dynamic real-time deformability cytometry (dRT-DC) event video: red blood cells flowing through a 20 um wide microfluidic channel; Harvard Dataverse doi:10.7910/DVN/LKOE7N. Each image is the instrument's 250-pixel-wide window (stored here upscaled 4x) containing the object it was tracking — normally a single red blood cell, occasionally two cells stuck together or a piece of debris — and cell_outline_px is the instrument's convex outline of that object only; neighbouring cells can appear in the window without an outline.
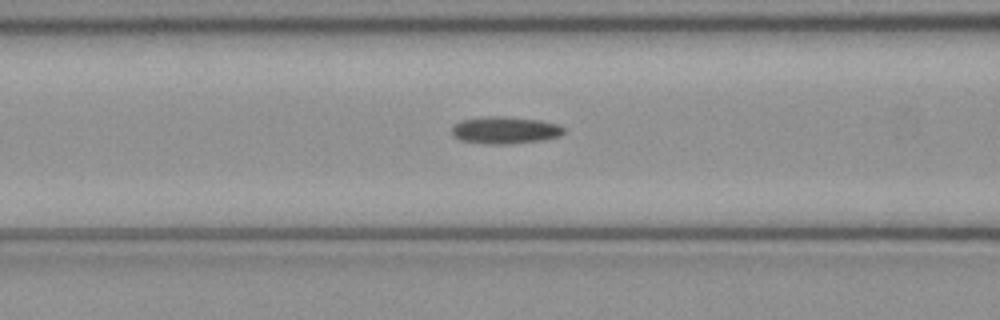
{"species": "common noctule bat (a hibernating species)", "species_latin": "Nyctalus noctula", "temperature_condition": "cold", "stored_images_in_passage": 35, "camera_frame_rate_fps": 3000, "um_per_image_px": 0.085, "animal": {"sex": "female", "body_mass_g": 21.9}, "frame": {"image": 1, "passage_image": 5, "time_ms": 1.333, "image_size_px": [1000, 320], "cell_outline_px": [[564, 132], [560, 136], [540, 140], [508, 144], [488, 144], [460, 140], [452, 136], [452, 124], [460, 120], [484, 116], [504, 116], [540, 120], [560, 124], [564, 128]], "centroid_in_image_um": [42.89, 11.05], "position_along_channel_um": 123.7, "area_um2": 17.92}}
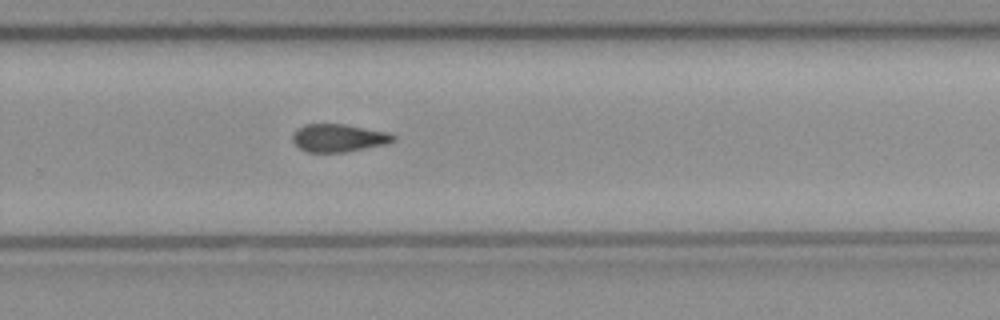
{"frame": {"image": 2, "passage_image": 18, "time_ms": 5.667, "image_size_px": [1000, 320], "cell_outline_px": [[396, 140], [388, 144], [344, 152], [308, 152], [300, 148], [292, 140], [292, 132], [296, 128], [304, 124], [344, 124], [388, 132], [396, 136]], "centroid_in_image_um": [28.78, 11.72], "position_along_channel_um": 301.0, "area_um2": 16.47}}
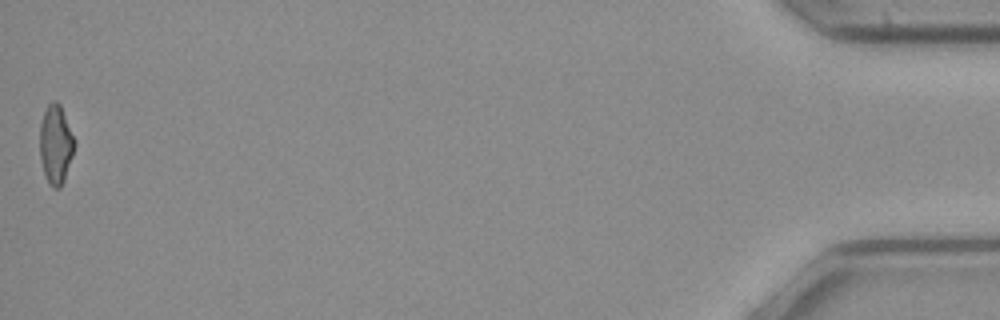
{"frame": {"image": 3, "passage_image": 35, "time_ms": 11.333, "image_size_px": [1000, 320], "cell_outline_px": [[76, 144], [64, 180], [60, 188], [52, 188], [48, 184], [40, 160], [40, 124], [44, 112], [48, 104], [52, 100], [56, 100], [60, 104], [76, 140]], "centroid_in_image_um": [4.74, 12.27], "position_along_channel_um": 430.5, "area_um2": 16.13}, "authors_computed_cell_mechanics": {"area_um2": 16.5886, "velocity_mm_per_s": 4.0982, "shape_relaxation_time_tau1_ms": null, "shape_relaxation_time_tau2_ms": 9.6185, "deformation_change_tau1": null, "deformation_change_tau2": 0.1886}}